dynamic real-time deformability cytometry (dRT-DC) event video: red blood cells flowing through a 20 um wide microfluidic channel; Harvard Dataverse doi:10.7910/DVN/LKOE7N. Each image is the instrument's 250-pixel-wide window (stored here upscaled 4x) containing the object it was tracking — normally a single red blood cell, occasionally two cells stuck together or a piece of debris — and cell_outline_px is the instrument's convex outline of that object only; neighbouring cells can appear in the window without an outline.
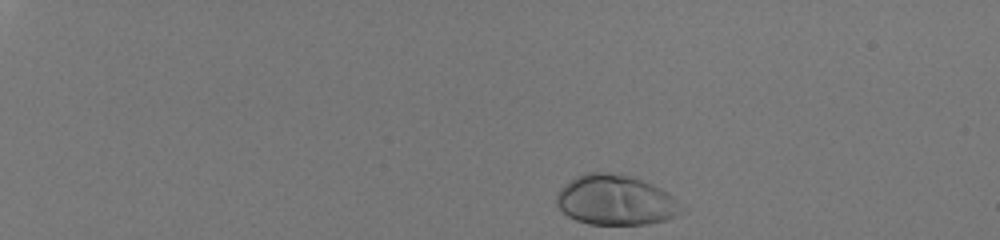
{"species": "human", "species_latin": "Homo sapiens", "temperature_condition": "room temperature", "stored_images_in_passage": 39, "camera_frame_rate_fps": 3000, "um_per_image_px": 0.085, "donor": {"sex": "male"}, "frame": {"image": 1, "passage_image": 1, "time_ms": 0.0, "image_size_px": [1000, 240], "cell_outline_px": [[676, 216], [664, 220], [644, 224], [588, 224], [576, 220], [568, 216], [556, 204], [556, 196], [560, 188], [564, 184], [576, 176], [584, 172], [604, 172], [628, 176], [640, 180], [660, 188], [668, 192], [672, 196]], "centroid_in_image_um": [52.18, 17.0], "position_along_channel_um": 32.8, "area_um2": 35.49}}
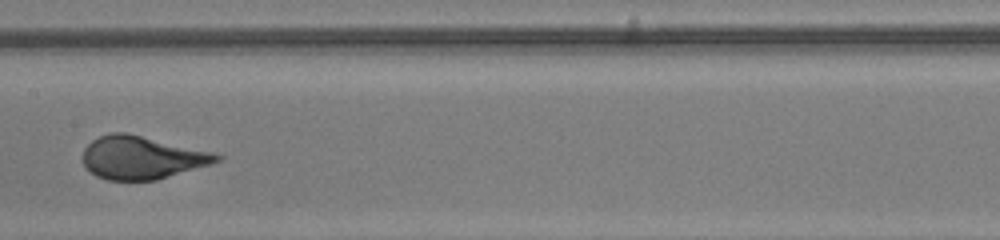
{"frame": {"image": 2, "passage_image": 23, "time_ms": 7.333, "image_size_px": [1000, 240], "cell_outline_px": [[224, 160], [212, 164], [156, 180], [108, 180], [96, 176], [84, 164], [84, 148], [92, 140], [100, 136], [112, 132], [124, 132], [212, 152], [224, 156]], "centroid_in_image_um": [12.09, 13.4], "position_along_channel_um": 195.3, "area_um2": 33.23}}
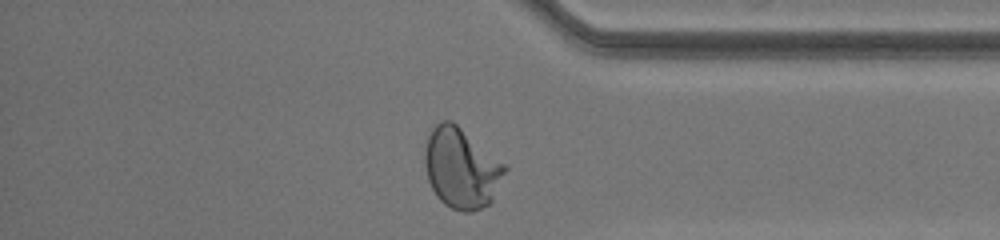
{"frame": {"image": 3, "passage_image": 38, "time_ms": 12.333, "image_size_px": [1000, 240], "cell_outline_px": [[508, 168], [492, 200], [488, 204], [480, 208], [468, 212], [460, 212], [444, 204], [436, 196], [428, 180], [424, 164], [424, 152], [428, 136], [432, 128], [440, 120], [452, 120], [504, 164]], "centroid_in_image_um": [39.18, 14.29], "position_along_channel_um": 396.0, "area_um2": 37.22}, "authors_computed_cell_mechanics": {"area_um2": 33.9286, "velocity_mm_per_s": 4.0758, "shape_relaxation_time_tau1_ms": 3.7026, "shape_relaxation_time_tau2_ms": null, "deformation_change_tau1": 0.2089, "deformation_change_tau2": null}}